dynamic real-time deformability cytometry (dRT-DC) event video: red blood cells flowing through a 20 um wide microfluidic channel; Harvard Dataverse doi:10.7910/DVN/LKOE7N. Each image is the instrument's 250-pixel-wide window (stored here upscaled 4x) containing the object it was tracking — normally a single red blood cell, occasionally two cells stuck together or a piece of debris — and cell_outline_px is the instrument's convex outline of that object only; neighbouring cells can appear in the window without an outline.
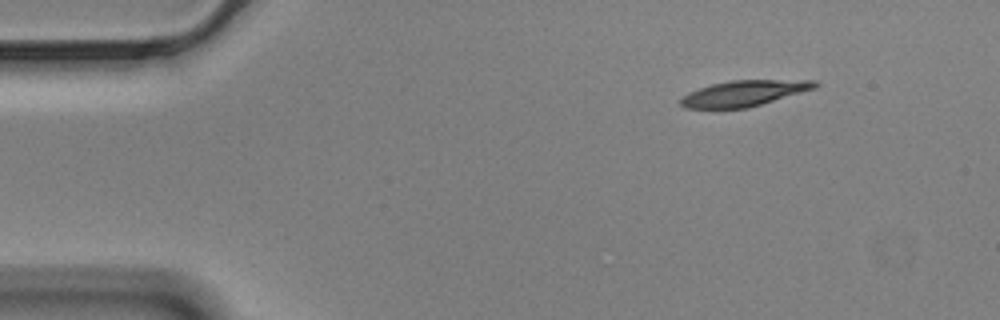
{"species": "Egyptian fruit bat (a non-hibernating species)", "species_latin": "Rousettus aegyptiacus", "temperature_condition": "cold", "stored_images_in_passage": 51, "camera_frame_rate_fps": 3000, "um_per_image_px": 0.085, "animal": {"sex": "male"}, "frame": {"image": 1, "passage_image": 1, "time_ms": 0.0, "image_size_px": [1000, 320], "cell_outline_px": [[820, 84], [816, 88], [748, 108], [684, 108], [680, 104], [680, 100], [688, 92], [712, 84], [728, 80], [816, 80]], "centroid_in_image_um": [63.26, 7.92], "position_along_channel_um": 21.7, "area_um2": 20.11}}
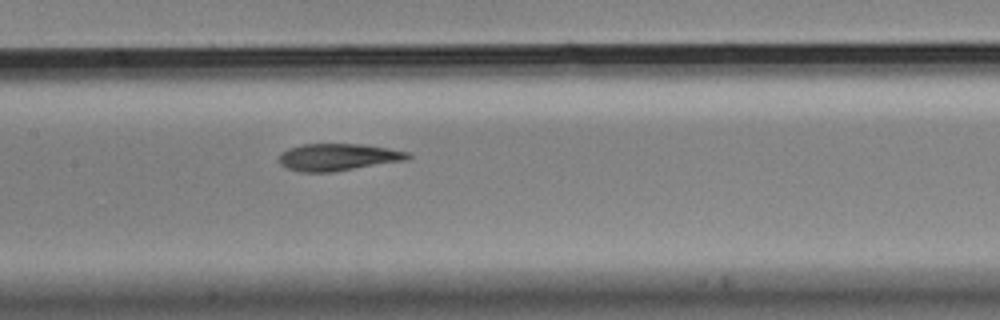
{"frame": {"image": 2, "passage_image": 21, "time_ms": 6.667, "image_size_px": [1000, 320], "cell_outline_px": [[412, 156], [408, 160], [332, 172], [300, 172], [288, 168], [280, 164], [276, 160], [280, 152], [288, 148], [304, 144], [360, 144], [388, 148], [408, 152]], "centroid_in_image_um": [28.7, 13.36], "position_along_channel_um": 178.7, "area_um2": 20.52}}
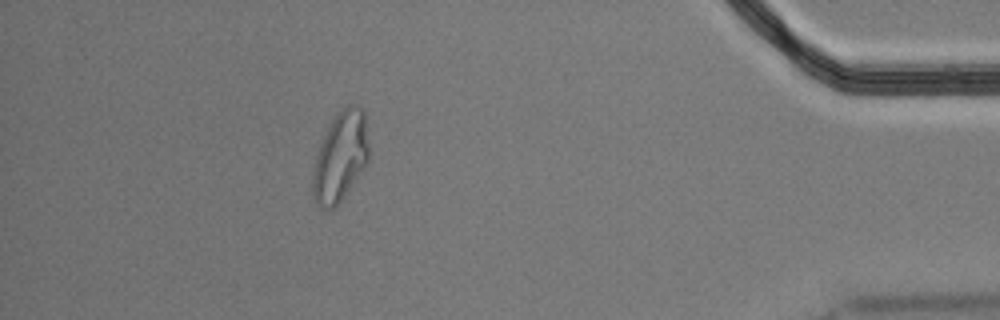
{"frame": {"image": 3, "passage_image": 45, "time_ms": 14.667, "image_size_px": [1000, 320], "cell_outline_px": [[368, 160], [340, 200], [332, 208], [320, 208], [316, 204], [312, 192], [312, 176], [316, 156], [320, 144], [332, 120], [348, 104], [356, 104], [364, 108], [368, 144]], "centroid_in_image_um": [28.92, 13.29], "position_along_channel_um": 406.3, "area_um2": 28.61}, "authors_computed_cell_mechanics": {"area_um2": 21.0392, "velocity_mm_per_s": 3.4726, "shape_relaxation_time_tau1_ms": 11.1534, "shape_relaxation_time_tau2_ms": 2.3682, "deformation_change_tau1": 0.278, "deformation_change_tau2": 0.0923}}